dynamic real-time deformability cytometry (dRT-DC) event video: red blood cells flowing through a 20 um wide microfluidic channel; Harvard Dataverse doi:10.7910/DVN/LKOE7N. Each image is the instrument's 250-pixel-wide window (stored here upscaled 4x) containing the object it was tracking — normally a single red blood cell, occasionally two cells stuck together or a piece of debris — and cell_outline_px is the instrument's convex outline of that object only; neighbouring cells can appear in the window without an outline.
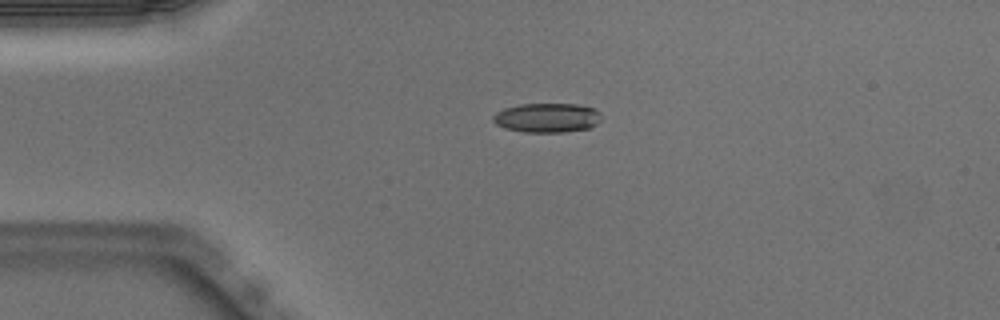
{"species": "Egyptian fruit bat (a non-hibernating species)", "species_latin": "Rousettus aegyptiacus", "temperature_condition": "warm", "stored_images_in_passage": 40, "camera_frame_rate_fps": 3000, "um_per_image_px": 0.085, "animal": {"sex": "male"}, "frame": {"image": 1, "passage_image": 1, "time_ms": 0.0, "image_size_px": [1000, 320], "cell_outline_px": [[600, 120], [596, 124], [588, 128], [564, 132], [524, 132], [504, 128], [496, 124], [492, 120], [492, 116], [496, 112], [504, 108], [520, 104], [576, 104], [596, 108], [600, 112]], "centroid_in_image_um": [46.49, 10.0], "position_along_channel_um": 38.5, "area_um2": 18.61}}
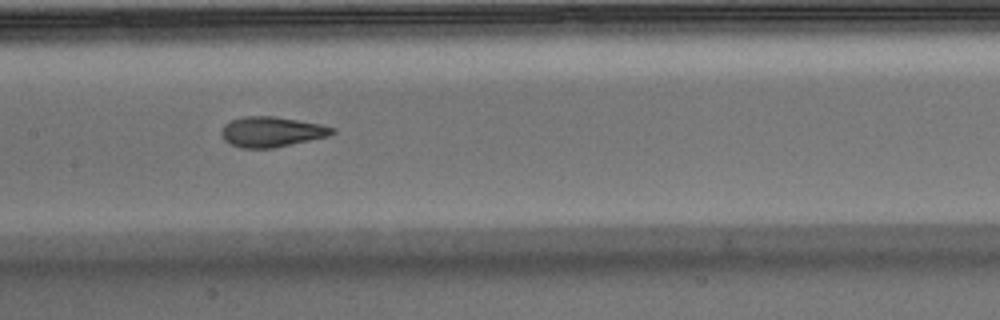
{"frame": {"image": 2, "passage_image": 14, "time_ms": 4.333, "image_size_px": [1000, 320], "cell_outline_px": [[336, 132], [328, 136], [272, 148], [240, 148], [224, 140], [220, 132], [224, 124], [232, 120], [244, 116], [276, 116], [320, 124], [336, 128]], "centroid_in_image_um": [23.08, 11.19], "position_along_channel_um": 184.3, "area_um2": 19.48}}
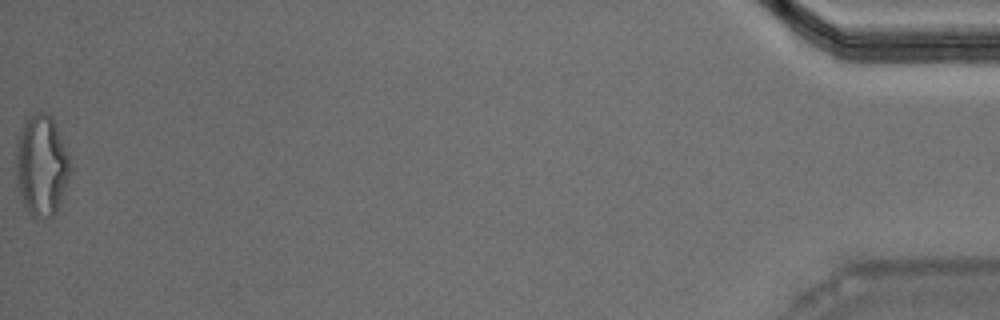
{"frame": {"image": 3, "passage_image": 40, "time_ms": 13.0, "image_size_px": [1000, 320], "cell_outline_px": [[72, 172], [56, 212], [52, 216], [32, 220], [28, 212], [20, 192], [16, 176], [16, 148], [24, 124], [36, 112], [44, 112], [52, 116], [56, 124], [68, 156], [72, 168]], "centroid_in_image_um": [3.56, 14.11], "position_along_channel_um": 431.6, "area_um2": 31.67}, "authors_computed_cell_mechanics": {"area_um2": 19.7387, "velocity_mm_per_s": 4.0095, "shape_relaxation_time_tau1_ms": 10.5986, "shape_relaxation_time_tau2_ms": 1.4388, "deformation_change_tau1": 0.304, "deformation_change_tau2": 0.091}}